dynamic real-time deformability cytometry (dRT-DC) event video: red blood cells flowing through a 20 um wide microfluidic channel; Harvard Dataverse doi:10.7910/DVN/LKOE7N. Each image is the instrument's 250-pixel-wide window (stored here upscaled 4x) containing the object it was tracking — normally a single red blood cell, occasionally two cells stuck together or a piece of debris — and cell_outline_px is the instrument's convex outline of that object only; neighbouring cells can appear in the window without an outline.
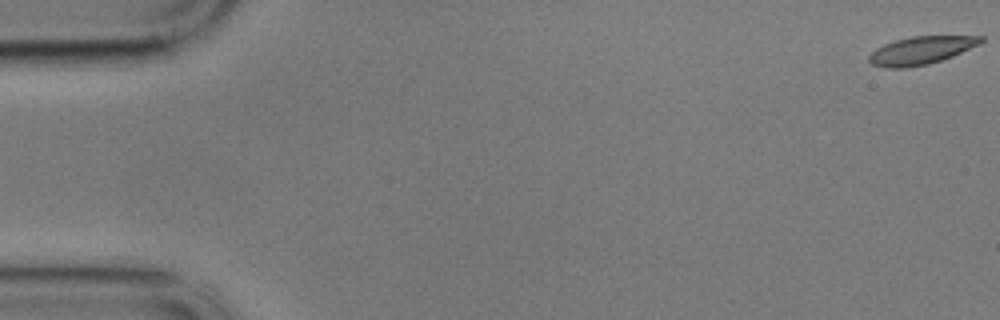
{"species": "common noctule bat (a hibernating species)", "species_latin": "Nyctalus noctula", "temperature_condition": "cold", "stored_images_in_passage": 13, "camera_frame_rate_fps": 3000, "um_per_image_px": 0.085, "animal": {"sex": "male", "body_mass_g": 17.9}, "frame": {"image": 1, "passage_image": 1, "time_ms": 0.0, "image_size_px": [1000, 320], "cell_outline_px": [[984, 40], [980, 44], [952, 56], [928, 64], [908, 68], [884, 68], [872, 64], [868, 60], [868, 56], [876, 48], [884, 44], [896, 40], [912, 36], [984, 36]], "centroid_in_image_um": [78.27, 4.29], "position_along_channel_um": 6.7, "area_um2": 18.15}}